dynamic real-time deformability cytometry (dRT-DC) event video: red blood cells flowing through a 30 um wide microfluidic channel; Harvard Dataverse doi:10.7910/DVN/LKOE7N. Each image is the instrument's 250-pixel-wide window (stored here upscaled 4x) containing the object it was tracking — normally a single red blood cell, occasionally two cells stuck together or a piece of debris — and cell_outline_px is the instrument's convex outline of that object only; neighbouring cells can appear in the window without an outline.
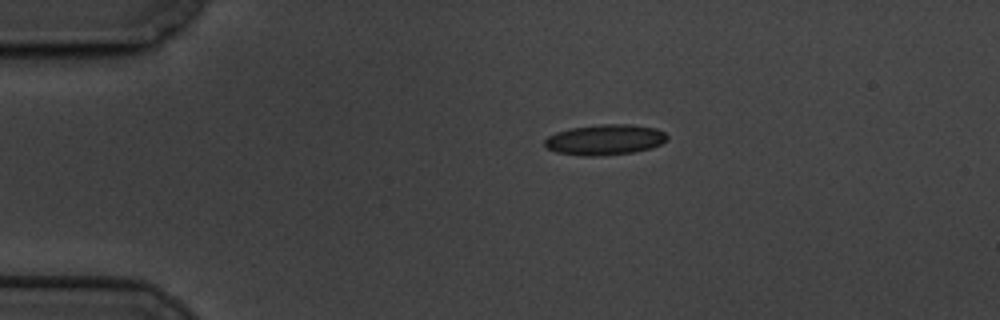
{"species": "common noctule bat (a hibernating species)", "species_latin": "Nyctalus noctula", "temperature_condition": "cold", "stored_images_in_passage": 49, "camera_frame_rate_fps": 3000, "um_per_image_px": 0.085, "animal": {"sex": "male", "body_mass_g": 19.5, "forearm_length_mm": 54.6}, "frame": {"image": 1, "passage_image": 1, "time_ms": 0.0, "image_size_px": [1000, 320], "cell_outline_px": [[668, 140], [652, 148], [632, 152], [596, 156], [588, 156], [556, 152], [544, 148], [544, 140], [548, 136], [556, 132], [572, 128], [600, 124], [628, 124], [656, 128], [664, 132], [668, 136]], "centroid_in_image_um": [51.41, 11.87], "position_along_channel_um": 33.6, "area_um2": 21.79}}
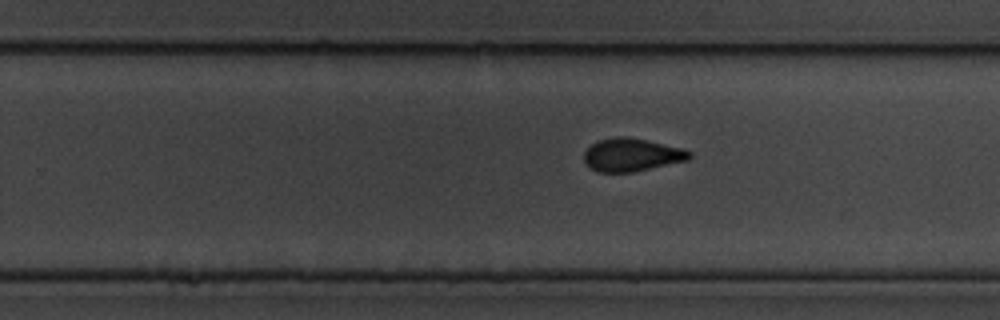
{"frame": {"image": 2, "passage_image": 27, "time_ms": 8.667, "image_size_px": [1000, 320], "cell_outline_px": [[692, 156], [688, 160], [632, 172], [596, 172], [584, 160], [584, 152], [592, 144], [600, 140], [616, 136], [628, 136], [684, 148], [692, 152]], "centroid_in_image_um": [53.72, 13.15], "position_along_channel_um": 276.1, "area_um2": 20.23}}
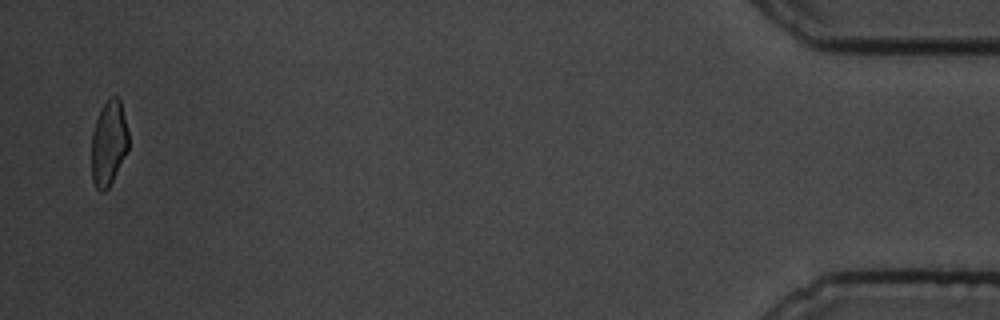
{"frame": {"image": 3, "passage_image": 48, "time_ms": 15.667, "image_size_px": [1000, 320], "cell_outline_px": [[128, 148], [108, 188], [104, 192], [100, 192], [96, 188], [92, 180], [92, 132], [96, 120], [104, 104], [112, 96], [116, 96], [120, 100], [128, 132]], "centroid_in_image_um": [9.23, 12.19], "position_along_channel_um": 426.0, "area_um2": 17.92}, "authors_computed_cell_mechanics": {"area_um2": 20.519, "velocity_mm_per_s": 3.3215, "shape_relaxation_time_tau1_ms": 6.5514, "shape_relaxation_time_tau2_ms": 1.7981, "deformation_change_tau1": 0.1362, "deformation_change_tau2": 0.0784}}